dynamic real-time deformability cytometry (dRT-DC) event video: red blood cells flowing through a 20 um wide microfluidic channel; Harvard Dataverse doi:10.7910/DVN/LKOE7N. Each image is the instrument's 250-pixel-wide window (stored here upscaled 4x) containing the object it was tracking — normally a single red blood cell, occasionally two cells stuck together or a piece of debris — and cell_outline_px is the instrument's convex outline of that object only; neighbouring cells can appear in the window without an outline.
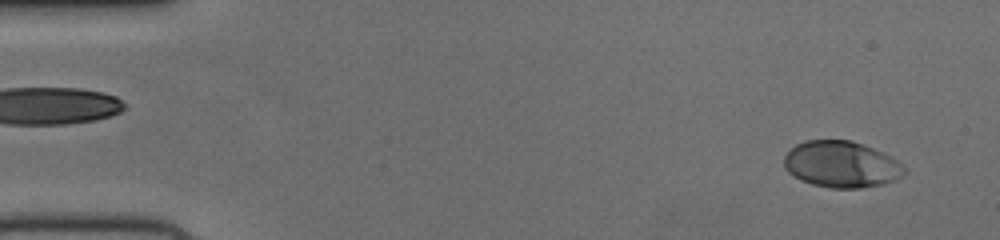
{"species": "human", "species_latin": "Homo sapiens", "temperature_condition": "cold", "stored_images_in_passage": 40, "camera_frame_rate_fps": 3000, "um_per_image_px": 0.085, "donor": {"sex": "female"}, "frame": {"image": 1, "passage_image": 3, "time_ms": 0.667, "image_size_px": [1000, 240], "cell_outline_px": [[908, 172], [896, 180], [884, 184], [860, 188], [828, 188], [812, 184], [800, 180], [788, 172], [784, 168], [784, 156], [796, 144], [804, 140], [852, 140], [872, 148], [896, 160]], "centroid_in_image_um": [71.5, 13.98], "position_along_channel_um": 13.5, "area_um2": 32.54}}
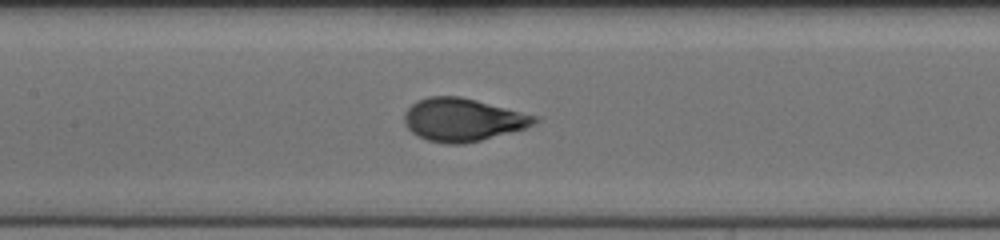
{"frame": {"image": 2, "passage_image": 24, "time_ms": 7.667, "image_size_px": [1000, 240], "cell_outline_px": [[540, 120], [524, 128], [480, 140], [464, 144], [444, 144], [428, 140], [412, 132], [404, 124], [404, 112], [416, 100], [428, 96], [460, 96], [540, 116]], "centroid_in_image_um": [39.32, 10.16], "position_along_channel_um": 168.1, "area_um2": 32.54}}
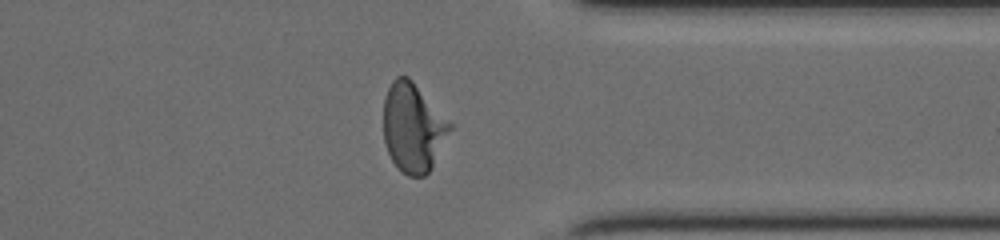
{"frame": {"image": 3, "passage_image": 40, "time_ms": 13.0, "image_size_px": [1000, 240], "cell_outline_px": [[452, 128], [432, 168], [424, 176], [408, 176], [400, 172], [392, 160], [388, 152], [384, 140], [384, 96], [392, 80], [396, 76], [408, 76], [412, 80], [452, 124]], "centroid_in_image_um": [35.1, 10.86], "position_along_channel_um": 376.3, "area_um2": 34.39}}